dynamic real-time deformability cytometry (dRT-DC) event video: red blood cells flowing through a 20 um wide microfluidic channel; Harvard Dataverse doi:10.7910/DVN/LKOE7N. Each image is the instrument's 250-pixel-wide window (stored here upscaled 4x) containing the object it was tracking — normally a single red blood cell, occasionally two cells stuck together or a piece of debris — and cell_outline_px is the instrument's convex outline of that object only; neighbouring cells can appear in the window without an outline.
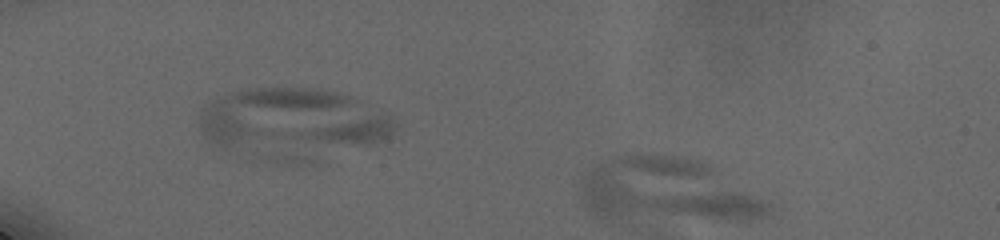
{"species": "human", "species_latin": "Homo sapiens", "temperature_condition": "cold", "stored_images_in_passage": 31, "camera_frame_rate_fps": 3000, "um_per_image_px": 0.085, "donor": {"sex": "male"}, "frame": {"image": 1, "passage_image": 2, "time_ms": 0.333, "image_size_px": [1000, 240], "cell_outline_px": [[772, 212], [764, 216], [752, 220], [628, 220], [596, 216], [584, 208], [580, 196], [580, 184], [584, 176], [592, 168], [600, 164], [620, 156], [656, 152], [684, 156], [696, 160], [712, 168], [772, 204]], "centroid_in_image_um": [56.67, 16.23], "position_along_channel_um": 28.3, "area_um2": 70.63}}
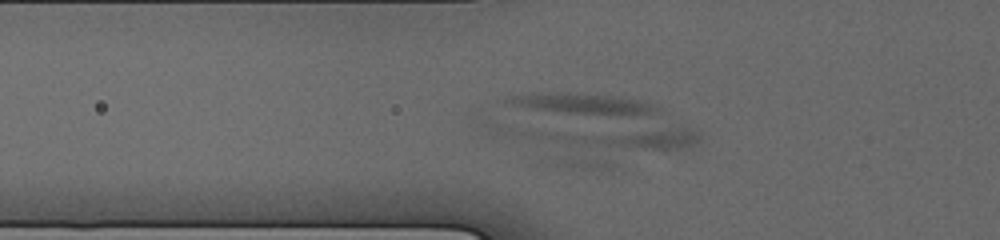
{"frame": {"image": 2, "passage_image": 21, "time_ms": 5.0, "image_size_px": [1000, 240], "cell_outline_px": [[700, 140], [696, 144], [688, 148], [612, 168], [576, 168], [488, 136], [476, 120], [476, 116], [688, 128], [696, 132], [700, 136]], "centroid_in_image_um": [50.06, 11.93], "position_along_channel_um": 75.7, "area_um2": 52.48}}